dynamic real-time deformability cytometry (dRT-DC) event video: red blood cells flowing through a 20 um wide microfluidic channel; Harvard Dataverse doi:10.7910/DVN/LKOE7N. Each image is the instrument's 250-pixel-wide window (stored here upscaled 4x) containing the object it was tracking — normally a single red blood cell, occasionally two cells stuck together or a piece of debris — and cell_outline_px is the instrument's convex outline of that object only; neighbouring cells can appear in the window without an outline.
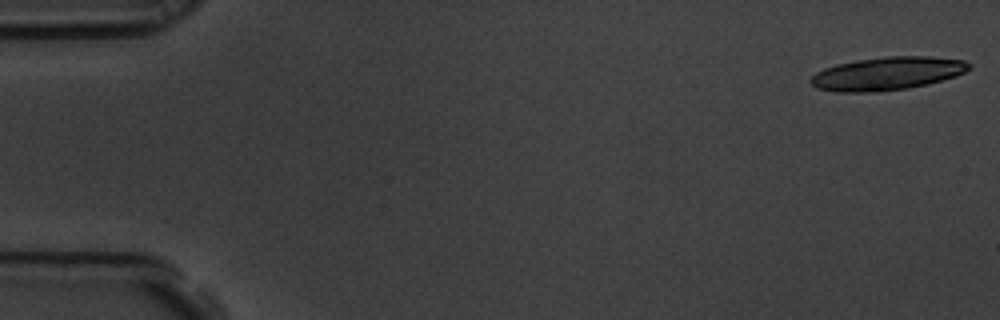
{"species": "common noctule bat (a hibernating species)", "species_latin": "Nyctalus noctula", "temperature_condition": "room temperature", "stored_images_in_passage": 5, "camera_frame_rate_fps": 3000, "um_per_image_px": 0.085, "animal": {"sex": "male", "body_mass_g": 19.5, "forearm_length_mm": 54.6}, "frame": {"image": 1, "passage_image": 1, "time_ms": 0.0, "image_size_px": [1000, 320], "cell_outline_px": [[972, 68], [956, 76], [928, 84], [908, 88], [876, 92], [836, 92], [816, 88], [808, 80], [816, 72], [824, 68], [836, 64], [884, 56], [928, 56], [964, 60], [972, 64]], "centroid_in_image_um": [75.42, 6.25], "position_along_channel_um": 9.6, "area_um2": 30.75}}